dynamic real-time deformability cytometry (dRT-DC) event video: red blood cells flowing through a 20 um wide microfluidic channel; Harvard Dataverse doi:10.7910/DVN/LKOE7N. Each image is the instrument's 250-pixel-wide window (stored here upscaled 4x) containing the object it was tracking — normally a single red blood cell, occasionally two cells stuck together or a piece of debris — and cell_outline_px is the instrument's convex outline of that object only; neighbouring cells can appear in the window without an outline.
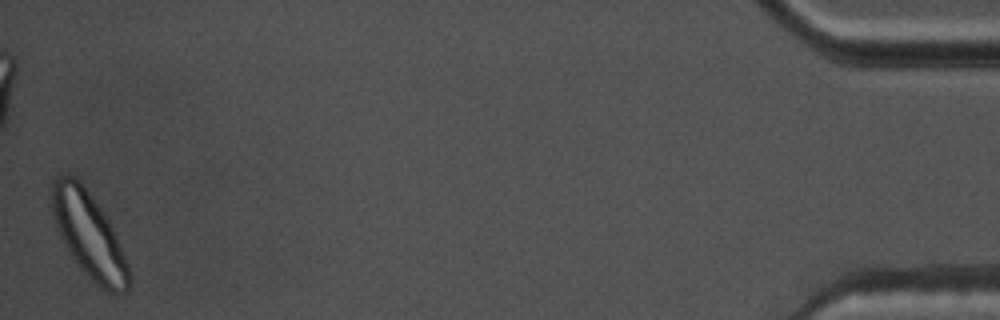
{"species": "common noctule bat (a hibernating species)", "species_latin": "Nyctalus noctula", "temperature_condition": "warm", "stored_images_in_passage": 48, "camera_frame_rate_fps": 3000, "um_per_image_px": 0.085, "animal": {"sex": "male", "body_mass_g": 17.5, "forearm_length_mm": 52.3}, "frame": {"image": 1, "passage_image": 48, "time_ms": 15.667, "image_size_px": [1000, 320], "cell_outline_px": [[132, 280], [128, 292], [108, 292], [100, 288], [76, 264], [64, 244], [60, 236], [52, 216], [52, 180], [60, 176], [76, 176], [84, 184], [108, 220], [112, 228], [128, 264], [132, 276]], "centroid_in_image_um": [7.56, 20.0], "position_along_channel_um": 427.6, "area_um2": 38.32}, "authors_computed_cell_mechanics": {"area_um2": 26.2123, "velocity_mm_per_s": 3.632, "shape_relaxation_time_tau1_ms": 11.2445, "shape_relaxation_time_tau2_ms": 1.5584, "deformation_change_tau1": 0.2212, "deformation_change_tau2": 0.0503}}